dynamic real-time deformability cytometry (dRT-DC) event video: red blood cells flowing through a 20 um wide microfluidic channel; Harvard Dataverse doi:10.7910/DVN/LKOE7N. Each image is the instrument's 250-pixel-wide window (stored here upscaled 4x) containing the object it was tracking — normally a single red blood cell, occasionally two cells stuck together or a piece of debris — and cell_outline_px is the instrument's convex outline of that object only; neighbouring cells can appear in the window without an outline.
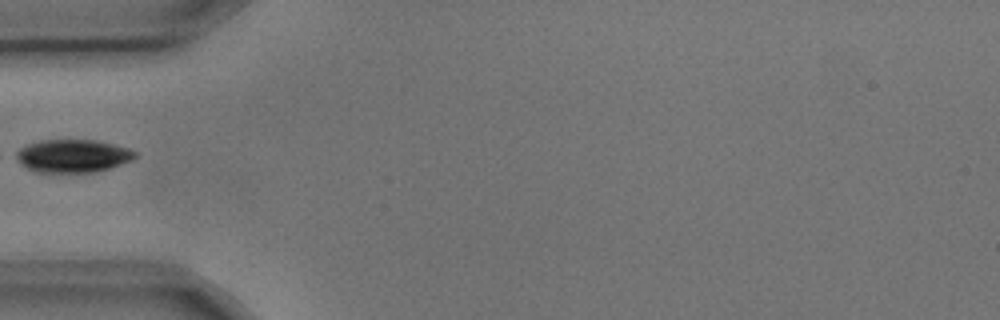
{"species": "common noctule bat (a hibernating species)", "species_latin": "Nyctalus noctula", "temperature_condition": "cold", "stored_images_in_passage": 5, "camera_frame_rate_fps": 3000, "um_per_image_px": 0.085, "animal": {"sex": "male", "body_mass_g": 17.9, "forearm_length_mm": 54.2}, "frame": {"image": 1, "passage_image": 4, "time_ms": 1.0, "image_size_px": [1000, 320], "cell_outline_px": [[136, 156], [132, 160], [108, 168], [92, 172], [36, 172], [28, 168], [12, 156], [12, 152], [28, 144], [40, 140], [96, 140], [128, 148], [136, 152]], "centroid_in_image_um": [6.13, 13.24], "position_along_channel_um": 78.9, "area_um2": 22.77}}